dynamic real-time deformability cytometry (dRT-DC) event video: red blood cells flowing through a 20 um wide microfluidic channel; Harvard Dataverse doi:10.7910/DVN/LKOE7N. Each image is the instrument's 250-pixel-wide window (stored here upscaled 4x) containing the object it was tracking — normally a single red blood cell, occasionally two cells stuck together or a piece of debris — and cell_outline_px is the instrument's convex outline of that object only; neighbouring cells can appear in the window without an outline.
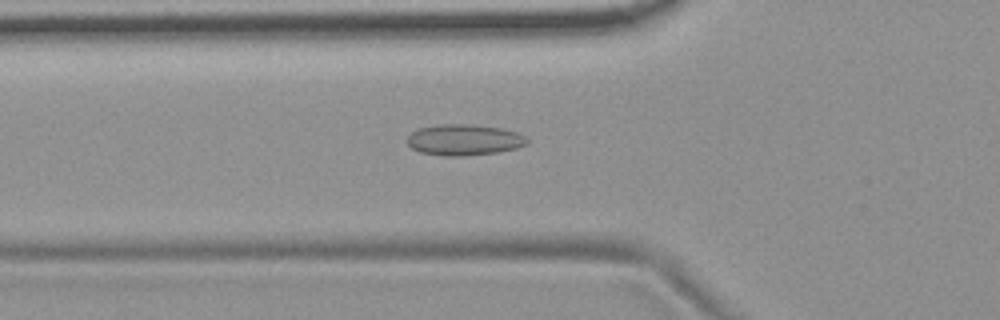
{"species": "common noctule bat (a hibernating species)", "species_latin": "Nyctalus noctula", "temperature_condition": "room temperature", "stored_images_in_passage": 54, "camera_frame_rate_fps": 3000, "um_per_image_px": 0.085, "animal": {"sex": "female", "body_mass_g": 19.9}, "frame": {"image": 1, "passage_image": 19, "time_ms": 6.0, "image_size_px": [1000, 320], "cell_outline_px": [[528, 144], [516, 148], [496, 152], [464, 156], [444, 156], [420, 152], [412, 148], [408, 144], [408, 136], [416, 128], [440, 124], [468, 124], [500, 128], [516, 132], [524, 136], [528, 140]], "centroid_in_image_um": [39.42, 11.88], "position_along_channel_um": 86.4, "area_um2": 21.62}}
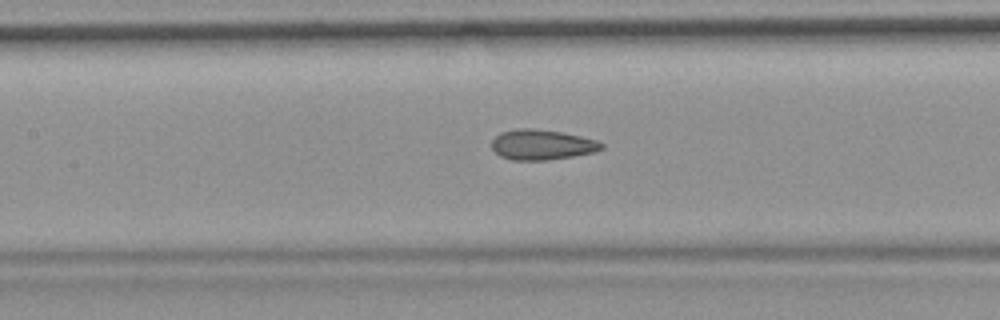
{"frame": {"image": 2, "passage_image": 25, "time_ms": 8.0, "image_size_px": [1000, 320], "cell_outline_px": [[604, 148], [596, 152], [548, 160], [512, 160], [500, 156], [492, 148], [492, 140], [500, 132], [516, 128], [536, 128], [564, 132], [596, 140], [604, 144]], "centroid_in_image_um": [46.07, 12.29], "position_along_channel_um": 161.3, "area_um2": 19.54}}
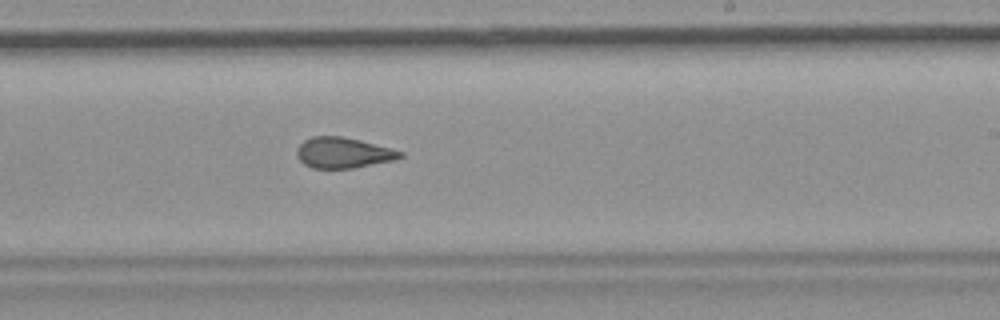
{"frame": {"image": 3, "passage_image": 33, "time_ms": 10.667, "image_size_px": [1000, 320], "cell_outline_px": [[404, 156], [396, 160], [352, 168], [312, 168], [304, 164], [300, 160], [296, 152], [296, 148], [304, 140], [312, 136], [340, 136], [360, 140], [404, 152]], "centroid_in_image_um": [29.17, 12.98], "position_along_channel_um": 259.8, "area_um2": 18.44}, "authors_computed_cell_mechanics": {"area_um2": 19.6231, "velocity_mm_per_s": 3.7195, "shape_relaxation_time_tau1_ms": null, "shape_relaxation_time_tau2_ms": 1.8162, "deformation_change_tau1": null, "deformation_change_tau2": 0.1029}}